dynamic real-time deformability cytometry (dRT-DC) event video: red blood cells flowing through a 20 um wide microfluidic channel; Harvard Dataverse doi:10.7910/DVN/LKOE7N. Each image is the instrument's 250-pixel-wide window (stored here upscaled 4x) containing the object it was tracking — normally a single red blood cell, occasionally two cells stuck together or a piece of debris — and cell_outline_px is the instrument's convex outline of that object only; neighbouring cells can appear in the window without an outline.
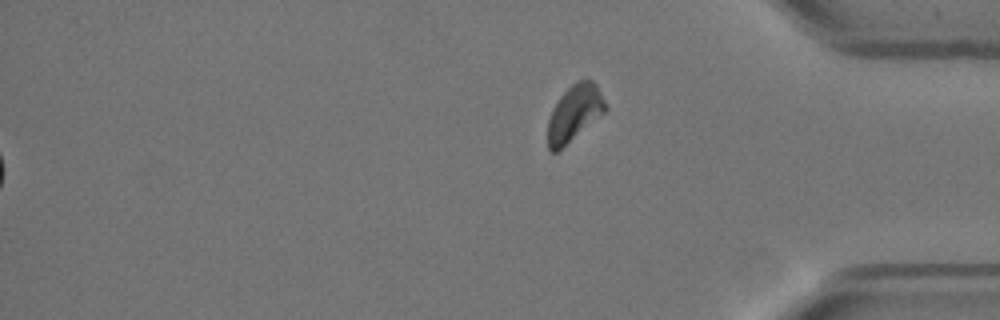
{"species": "Egyptian fruit bat (a non-hibernating species)", "species_latin": "Rousettus aegyptiacus", "temperature_condition": "warm", "stored_images_in_passage": 56, "segment_of_instrument_passage": [2, 2], "camera_frame_rate_fps": 3000, "um_per_image_px": 0.085, "animal": {"sex": "female"}, "frame": {"image": 1, "passage_image": 56, "time_ms": 18.333, "image_size_px": [1000, 320], "cell_outline_px": [[604, 112], [556, 152], [552, 152], [548, 148], [548, 120], [560, 96], [576, 80], [592, 80], [596, 84], [604, 100]], "centroid_in_image_um": [48.8, 9.59], "position_along_channel_um": 386.4, "area_um2": 18.03}}